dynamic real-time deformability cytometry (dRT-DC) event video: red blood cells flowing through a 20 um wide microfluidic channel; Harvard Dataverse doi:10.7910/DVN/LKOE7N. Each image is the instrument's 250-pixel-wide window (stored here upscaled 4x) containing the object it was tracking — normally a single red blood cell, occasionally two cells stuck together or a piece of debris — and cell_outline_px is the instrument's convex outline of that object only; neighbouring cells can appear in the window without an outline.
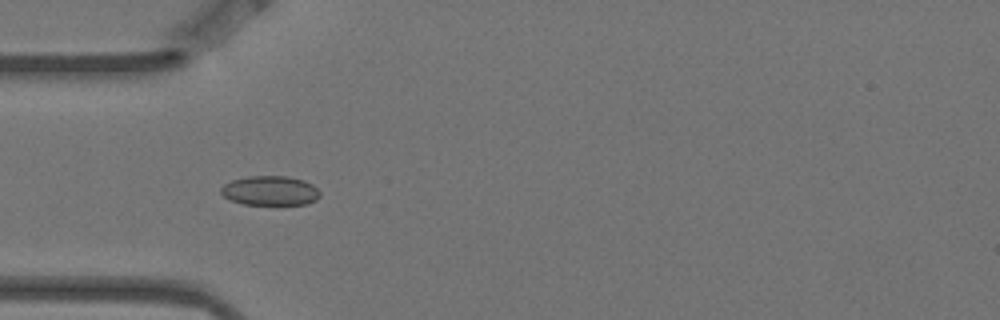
{"species": "Egyptian fruit bat (a non-hibernating species)", "species_latin": "Rousettus aegyptiacus", "temperature_condition": "warm", "stored_images_in_passage": 2, "camera_frame_rate_fps": 3000, "um_per_image_px": 0.085, "animal": {"sex": "female"}, "frame": {"image": 1, "passage_image": 1, "time_ms": 0.0, "image_size_px": [1000, 320], "cell_outline_px": [[320, 196], [316, 200], [308, 204], [244, 204], [232, 200], [224, 196], [220, 192], [220, 188], [224, 184], [232, 180], [248, 176], [288, 176], [304, 180], [312, 184], [320, 192]], "centroid_in_image_um": [22.98, 16.2], "position_along_channel_um": 62.0, "area_um2": 16.99}}
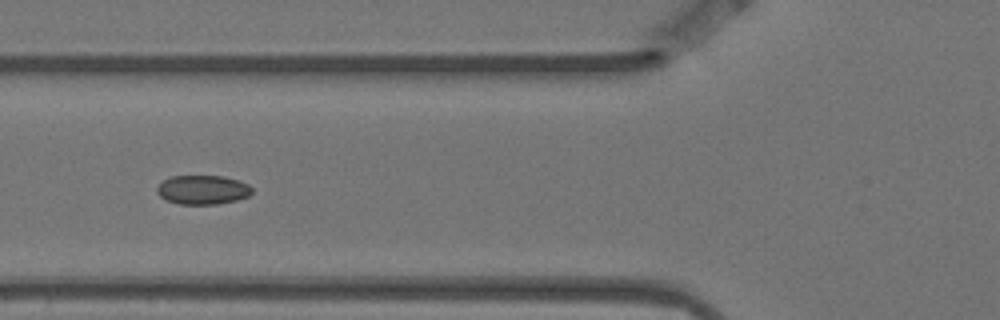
{"frame": {"image": 2, "passage_image": 2, "time_ms": 0.333, "image_size_px": [1000, 320], "cell_outline_px": [[252, 192], [248, 196], [236, 200], [216, 204], [180, 204], [164, 200], [156, 192], [156, 188], [164, 180], [172, 176], [224, 176], [248, 184], [252, 188]], "centroid_in_image_um": [17.21, 16.13], "position_along_channel_um": 108.6, "area_um2": 16.07}}